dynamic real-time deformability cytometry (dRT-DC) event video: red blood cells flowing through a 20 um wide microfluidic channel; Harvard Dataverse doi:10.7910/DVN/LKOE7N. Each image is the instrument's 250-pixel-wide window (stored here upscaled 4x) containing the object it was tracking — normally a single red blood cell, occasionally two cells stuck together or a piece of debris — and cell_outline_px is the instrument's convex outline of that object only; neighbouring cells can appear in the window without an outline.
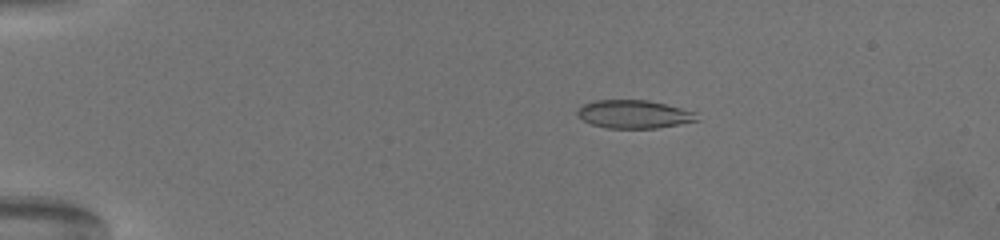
{"species": "common noctule bat (a hibernating species)", "species_latin": "Nyctalus noctula", "temperature_condition": "warm", "stored_images_in_passage": 63, "camera_frame_rate_fps": 3000, "um_per_image_px": 0.085, "animal": {"sex": "female", "body_mass_g": 19.5, "forearm_length_mm": 54.1}, "frame": {"image": 1, "passage_image": 13, "time_ms": 4.0, "image_size_px": [1000, 240], "cell_outline_px": [[700, 120], [680, 124], [656, 128], [608, 128], [592, 124], [584, 120], [576, 112], [584, 104], [596, 100], [648, 100], [696, 112]], "centroid_in_image_um": [53.92, 9.71], "position_along_channel_um": 31.1, "area_um2": 19.42}}
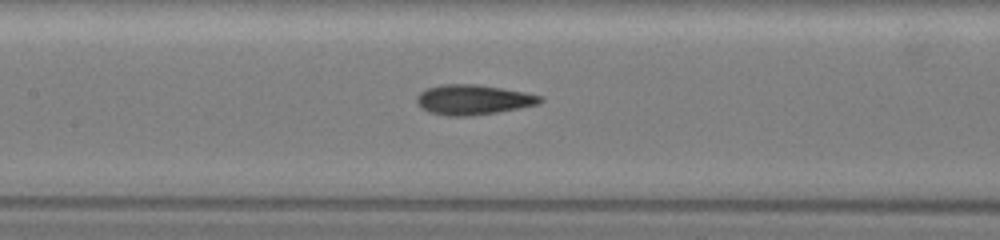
{"frame": {"image": 2, "passage_image": 32, "time_ms": 10.333, "image_size_px": [1000, 240], "cell_outline_px": [[544, 100], [540, 104], [520, 108], [496, 112], [468, 116], [448, 116], [428, 112], [420, 108], [416, 104], [416, 96], [420, 92], [428, 88], [444, 84], [480, 84], [524, 92], [540, 96]], "centroid_in_image_um": [40.19, 8.47], "position_along_channel_um": 167.2, "area_um2": 21.68}}
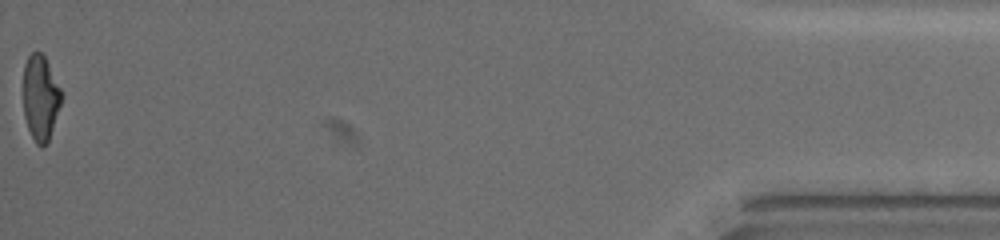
{"frame": {"image": 3, "passage_image": 63, "time_ms": 20.667, "image_size_px": [1000, 240], "cell_outline_px": [[64, 96], [48, 144], [40, 148], [36, 144], [28, 128], [24, 116], [24, 64], [28, 56], [32, 52], [40, 52], [44, 56]], "centroid_in_image_um": [3.46, 8.36], "position_along_channel_um": 431.7, "area_um2": 19.07}, "authors_computed_cell_mechanics": {"area_um2": 20.2878, "velocity_mm_per_s": 3.4103, "shape_relaxation_time_tau1_ms": 11.0699, "shape_relaxation_time_tau2_ms": 1.8922, "deformation_change_tau1": 0.2785, "deformation_change_tau2": 0.096}}